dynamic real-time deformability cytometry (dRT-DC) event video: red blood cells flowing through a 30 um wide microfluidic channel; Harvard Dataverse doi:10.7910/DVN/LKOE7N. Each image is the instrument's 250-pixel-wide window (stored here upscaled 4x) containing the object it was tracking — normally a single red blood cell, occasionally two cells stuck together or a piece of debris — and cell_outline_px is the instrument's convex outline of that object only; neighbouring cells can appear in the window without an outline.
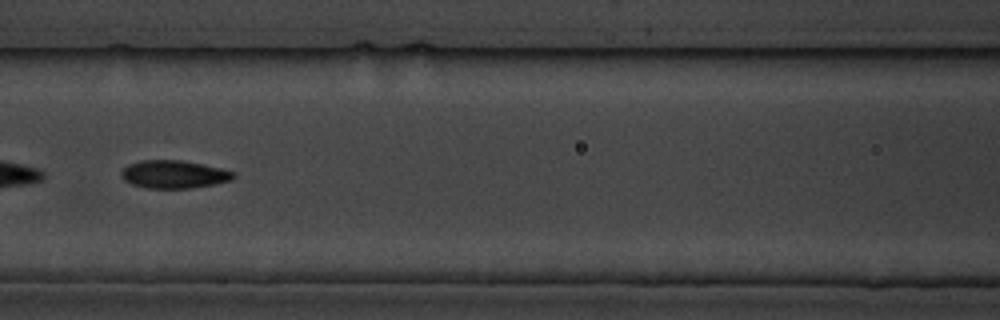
{"species": "common noctule bat (a hibernating species)", "species_latin": "Nyctalus noctula", "temperature_condition": "cold", "stored_images_in_passage": 17, "camera_frame_rate_fps": 3000, "um_per_image_px": 0.085, "animal": {"sex": "male", "body_mass_g": 19.5, "forearm_length_mm": 54.6}, "frame": {"image": 1, "passage_image": 7, "time_ms": 7.0, "image_size_px": [1000, 320], "cell_outline_px": [[236, 176], [232, 180], [216, 184], [192, 188], [148, 188], [132, 184], [124, 180], [120, 172], [128, 164], [140, 160], [180, 160], [220, 168], [236, 172]], "centroid_in_image_um": [14.8, 14.82], "position_along_channel_um": 151.8, "area_um2": 18.26}}
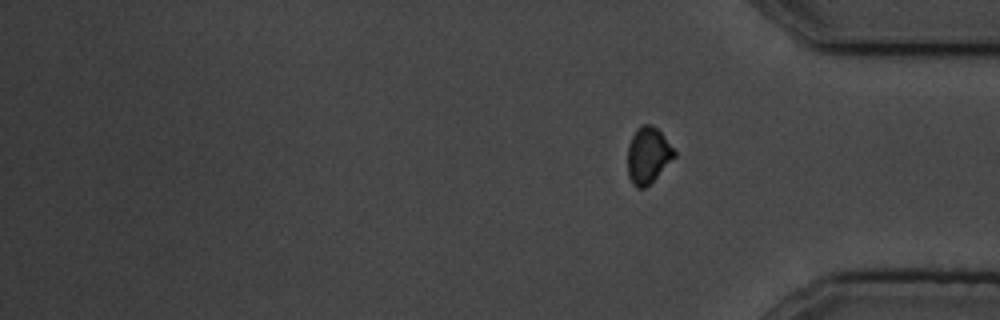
{"frame": {"image": 2, "passage_image": 17, "time_ms": 18.667, "image_size_px": [1000, 320], "cell_outline_px": [[676, 156], [644, 188], [636, 188], [632, 184], [628, 176], [628, 144], [636, 128], [644, 124], [652, 124], [664, 136], [676, 152]], "centroid_in_image_um": [55.06, 13.18], "position_along_channel_um": 380.1, "area_um2": 15.14}, "authors_computed_cell_mechanics": {"area_um2": 18.0914, "velocity_mm_per_s": 3.5113, "shape_relaxation_time_tau1_ms": 2.5487, "shape_relaxation_time_tau2_ms": 5.5627, "deformation_change_tau1": 0.0759, "deformation_change_tau2": 0.095}}